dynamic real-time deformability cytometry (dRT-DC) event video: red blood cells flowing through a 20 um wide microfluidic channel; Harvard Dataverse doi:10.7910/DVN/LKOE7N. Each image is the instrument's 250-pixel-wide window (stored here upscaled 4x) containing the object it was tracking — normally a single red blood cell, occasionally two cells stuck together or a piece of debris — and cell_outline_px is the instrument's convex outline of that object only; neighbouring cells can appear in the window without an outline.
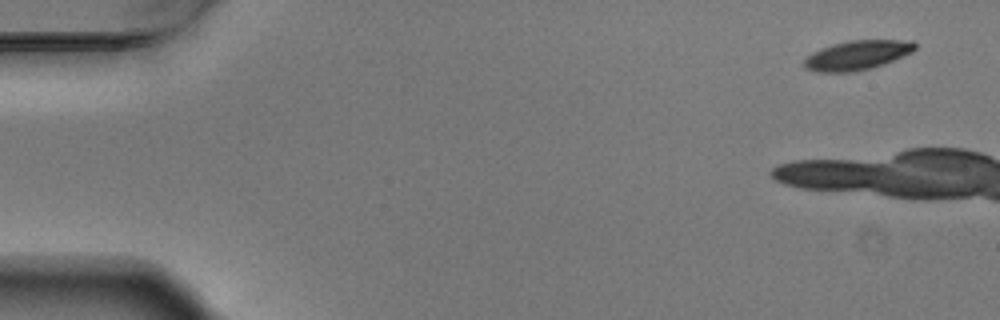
{"species": "Egyptian fruit bat (a non-hibernating species)", "species_latin": "Rousettus aegyptiacus", "temperature_condition": "warm", "stored_images_in_passage": 4, "camera_frame_rate_fps": 3000, "um_per_image_px": 0.085, "animal": {"sex": "male"}, "frame": {"image": 1, "passage_image": 1, "time_ms": 0.0, "image_size_px": [1000, 320], "cell_outline_px": [[916, 48], [912, 52], [884, 64], [852, 72], [816, 72], [804, 68], [804, 60], [812, 52], [848, 40], [912, 40], [916, 44]], "centroid_in_image_um": [72.88, 4.69], "position_along_channel_um": 12.1, "area_um2": 18.79}}